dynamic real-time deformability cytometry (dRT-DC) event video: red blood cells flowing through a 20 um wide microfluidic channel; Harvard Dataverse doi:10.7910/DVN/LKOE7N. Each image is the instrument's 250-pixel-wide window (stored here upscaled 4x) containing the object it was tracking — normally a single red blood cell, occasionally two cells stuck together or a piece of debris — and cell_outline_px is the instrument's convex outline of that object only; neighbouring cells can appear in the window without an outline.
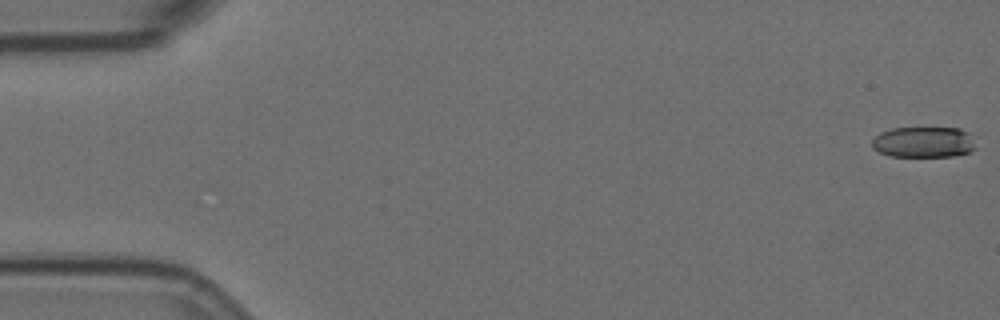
{"species": "Egyptian fruit bat (a non-hibernating species)", "species_latin": "Rousettus aegyptiacus", "temperature_condition": "room temperature", "stored_images_in_passage": 5, "camera_frame_rate_fps": 3000, "um_per_image_px": 0.085, "animal": {"sex": "female"}, "frame": {"image": 1, "passage_image": 1, "time_ms": 0.0, "image_size_px": [1000, 320], "cell_outline_px": [[976, 148], [968, 152], [956, 156], [888, 156], [872, 148], [872, 140], [880, 132], [892, 128], [960, 128], [968, 132]], "centroid_in_image_um": [78.49, 12.08], "position_along_channel_um": 6.5, "area_um2": 18.61}}
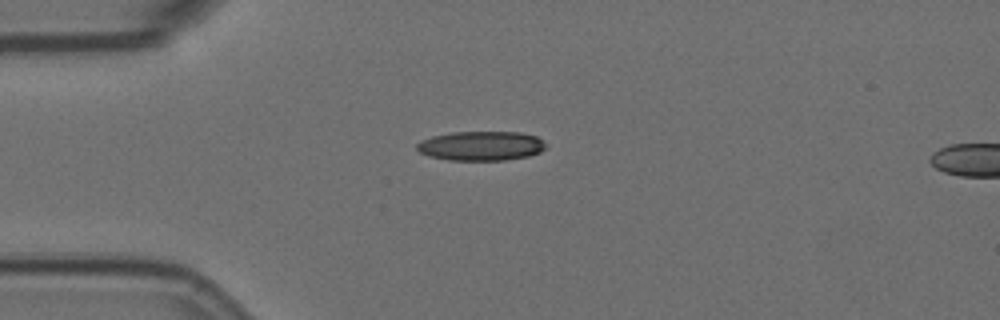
{"frame": {"image": 2, "passage_image": 4, "time_ms": 1.0, "image_size_px": [1000, 320], "cell_outline_px": [[548, 144], [540, 152], [528, 156], [504, 160], [448, 160], [428, 156], [420, 152], [416, 148], [416, 144], [420, 140], [432, 136], [452, 132], [520, 132], [536, 136]], "centroid_in_image_um": [40.88, 12.39], "position_along_channel_um": 44.1, "area_um2": 22.2}}